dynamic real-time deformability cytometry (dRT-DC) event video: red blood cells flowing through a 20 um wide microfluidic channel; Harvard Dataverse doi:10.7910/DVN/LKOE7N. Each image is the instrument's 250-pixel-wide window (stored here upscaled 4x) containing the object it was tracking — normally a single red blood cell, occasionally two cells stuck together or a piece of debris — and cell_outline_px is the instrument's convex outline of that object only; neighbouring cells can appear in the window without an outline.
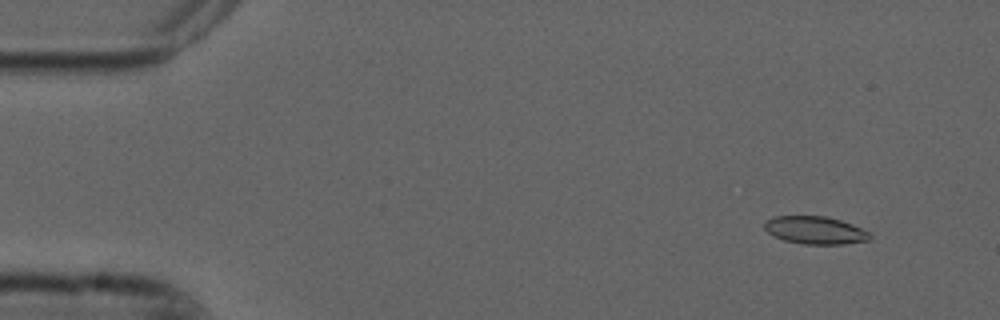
{"species": "common noctule bat (a hibernating species)", "species_latin": "Nyctalus noctula", "temperature_condition": "cold", "stored_images_in_passage": 16, "camera_frame_rate_fps": 3000, "um_per_image_px": 0.085, "animal": {"sex": "male", "forearm_length_mm": 52.5}, "frame": {"image": 1, "passage_image": 4, "time_ms": 1.0, "image_size_px": [1000, 320], "cell_outline_px": [[872, 236], [868, 240], [844, 244], [804, 244], [784, 240], [772, 236], [764, 228], [764, 224], [772, 216], [824, 216], [840, 220], [852, 224], [872, 232]], "centroid_in_image_um": [69.31, 19.57], "position_along_channel_um": 15.7, "area_um2": 17.11}}
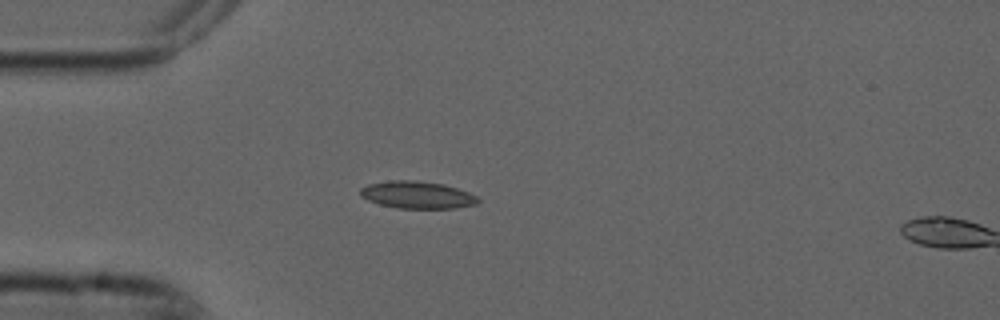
{"frame": {"image": 2, "passage_image": 14, "time_ms": 4.333, "image_size_px": [1000, 320], "cell_outline_px": [[480, 200], [476, 204], [452, 208], [396, 208], [380, 204], [368, 200], [360, 196], [360, 188], [368, 184], [392, 180], [416, 180], [444, 184], [468, 192], [476, 196]], "centroid_in_image_um": [35.43, 16.56], "position_along_channel_um": 49.6, "area_um2": 18.61}}